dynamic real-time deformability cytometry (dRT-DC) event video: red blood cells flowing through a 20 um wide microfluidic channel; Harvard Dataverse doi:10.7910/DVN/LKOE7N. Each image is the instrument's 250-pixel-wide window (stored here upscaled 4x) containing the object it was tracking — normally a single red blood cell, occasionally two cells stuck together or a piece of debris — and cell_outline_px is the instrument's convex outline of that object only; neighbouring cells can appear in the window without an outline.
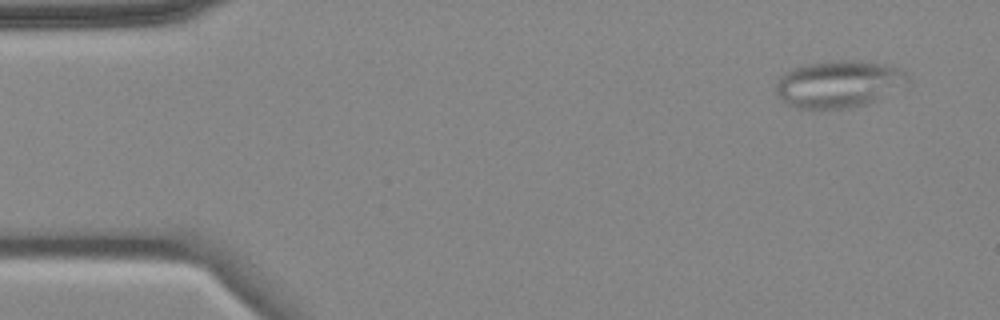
{"species": "common noctule bat (a hibernating species)", "species_latin": "Nyctalus noctula", "temperature_condition": "cold", "stored_images_in_passage": 5, "camera_frame_rate_fps": 3000, "um_per_image_px": 0.085, "animal": {"sex": "female", "body_mass_g": 18.4}, "frame": {"image": 1, "passage_image": 1, "time_ms": 0.0, "image_size_px": [1000, 320], "cell_outline_px": [[912, 76], [908, 88], [880, 100], [868, 104], [852, 108], [796, 108], [788, 104], [776, 92], [776, 80], [784, 72], [792, 68], [804, 64], [840, 60], [856, 60], [884, 64], [908, 72]], "centroid_in_image_um": [71.42, 7.14], "position_along_channel_um": 13.6, "area_um2": 37.11}}